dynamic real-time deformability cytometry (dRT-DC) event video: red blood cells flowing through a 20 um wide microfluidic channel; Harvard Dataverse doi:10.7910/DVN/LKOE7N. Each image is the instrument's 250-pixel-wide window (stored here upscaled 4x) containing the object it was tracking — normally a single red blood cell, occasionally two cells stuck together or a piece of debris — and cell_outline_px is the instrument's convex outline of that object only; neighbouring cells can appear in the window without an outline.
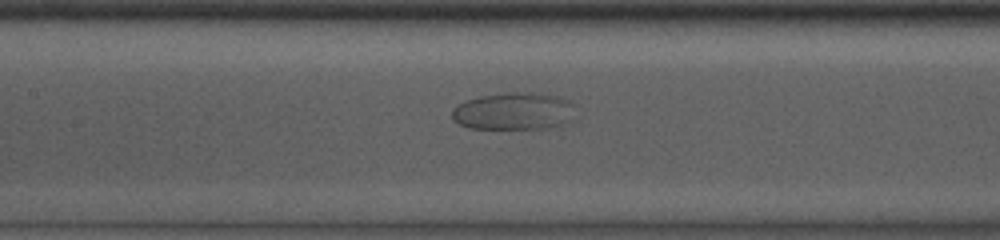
{"species": "common noctule bat (a hibernating species)", "species_latin": "Nyctalus noctula", "temperature_condition": "room temperature", "stored_images_in_passage": 41, "camera_frame_rate_fps": 3000, "um_per_image_px": 0.085, "animal": {"sex": "male", "body_mass_g": 13.0, "forearm_length_mm": 53.1}, "frame": {"image": 1, "passage_image": 14, "time_ms": 4.333, "image_size_px": [1000, 240], "cell_outline_px": [[576, 104], [572, 120], [556, 128], [468, 128], [452, 120], [452, 108], [468, 100], [480, 96], [504, 92], [540, 92], [560, 96], [572, 100]], "centroid_in_image_um": [43.76, 9.44], "position_along_channel_um": 163.6, "area_um2": 27.51}}
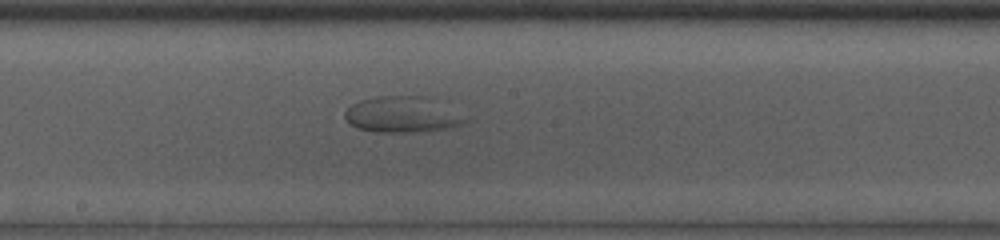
{"frame": {"image": 2, "passage_image": 18, "time_ms": 5.667, "image_size_px": [1000, 240], "cell_outline_px": [[468, 120], [460, 124], [448, 128], [404, 132], [376, 132], [356, 128], [344, 116], [344, 112], [352, 104], [360, 100], [376, 96], [428, 96]], "centroid_in_image_um": [34.11, 9.73], "position_along_channel_um": 214.1, "area_um2": 24.62}}
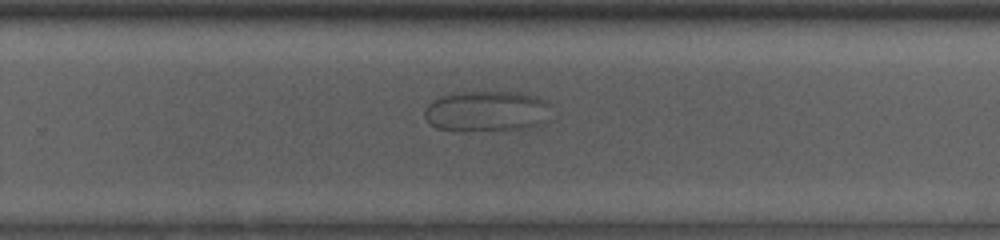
{"frame": {"image": 3, "passage_image": 24, "time_ms": 7.667, "image_size_px": [1000, 240], "cell_outline_px": [[548, 120], [540, 124], [528, 128], [464, 132], [456, 132], [436, 128], [424, 116], [424, 112], [428, 104], [432, 100], [440, 96], [464, 92], [524, 92], [540, 96], [548, 104]], "centroid_in_image_um": [41.37, 9.47], "position_along_channel_um": 288.4, "area_um2": 30.52}}